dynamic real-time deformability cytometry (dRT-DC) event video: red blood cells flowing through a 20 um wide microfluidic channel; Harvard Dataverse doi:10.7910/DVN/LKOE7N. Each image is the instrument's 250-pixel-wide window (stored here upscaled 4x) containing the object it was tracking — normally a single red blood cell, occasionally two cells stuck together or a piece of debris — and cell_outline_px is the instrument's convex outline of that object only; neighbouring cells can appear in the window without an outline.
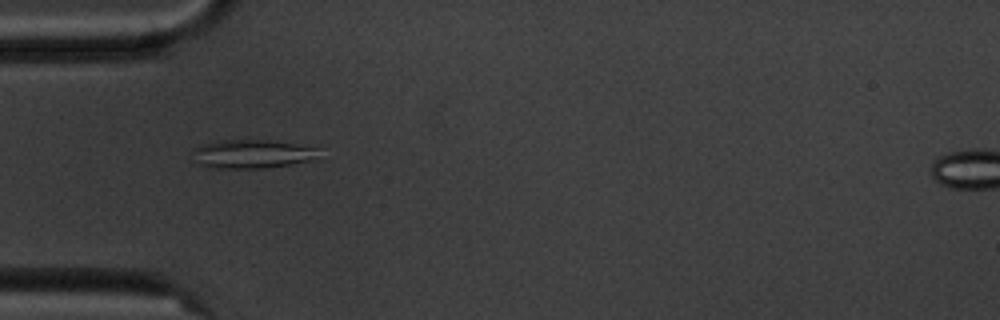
{"species": "common noctule bat (a hibernating species)", "species_latin": "Nyctalus noctula", "temperature_condition": "cold", "stored_images_in_passage": 7, "camera_frame_rate_fps": 3000, "um_per_image_px": 0.085, "animal": {"sex": "male", "body_mass_g": 20.1, "forearm_length_mm": 53.5}, "frame": {"image": 1, "passage_image": 1, "time_ms": 0.0, "image_size_px": [1000, 320], "cell_outline_px": [[316, 148], [312, 160], [264, 168], [216, 168], [200, 164], [196, 148], [204, 144], [220, 140], [268, 140]], "centroid_in_image_um": [21.43, 13.08], "position_along_channel_um": 63.6, "area_um2": 19.94}}
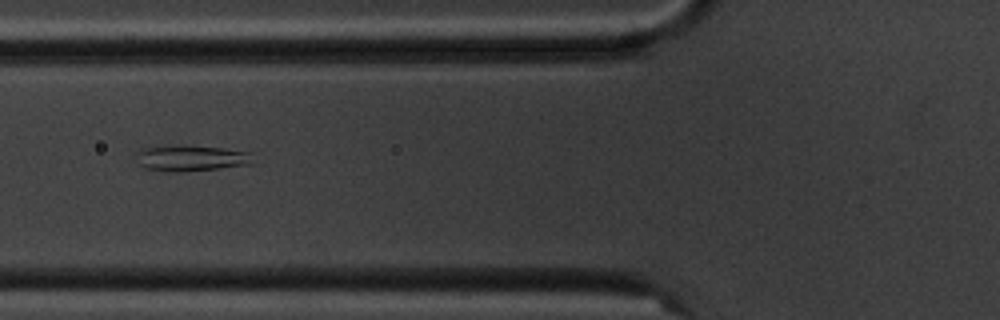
{"frame": {"image": 2, "passage_image": 2, "time_ms": 1.333, "image_size_px": [1000, 320], "cell_outline_px": [[252, 164], [180, 172], [172, 172], [144, 168], [136, 164], [136, 152], [140, 148], [188, 144], [224, 148], [252, 152]], "centroid_in_image_um": [16.19, 13.42], "position_along_channel_um": 109.6, "area_um2": 18.03}}
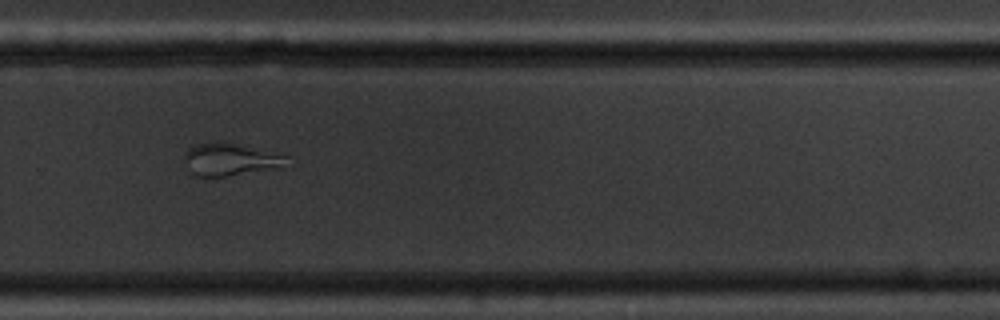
{"frame": {"image": 3, "passage_image": 7, "time_ms": 7.0, "image_size_px": [1000, 320], "cell_outline_px": [[288, 156], [284, 168], [224, 176], [196, 176], [192, 172], [184, 160], [184, 152], [188, 148], [196, 144], [220, 140]], "centroid_in_image_um": [19.57, 13.54], "position_along_channel_um": 310.2, "area_um2": 19.36}}